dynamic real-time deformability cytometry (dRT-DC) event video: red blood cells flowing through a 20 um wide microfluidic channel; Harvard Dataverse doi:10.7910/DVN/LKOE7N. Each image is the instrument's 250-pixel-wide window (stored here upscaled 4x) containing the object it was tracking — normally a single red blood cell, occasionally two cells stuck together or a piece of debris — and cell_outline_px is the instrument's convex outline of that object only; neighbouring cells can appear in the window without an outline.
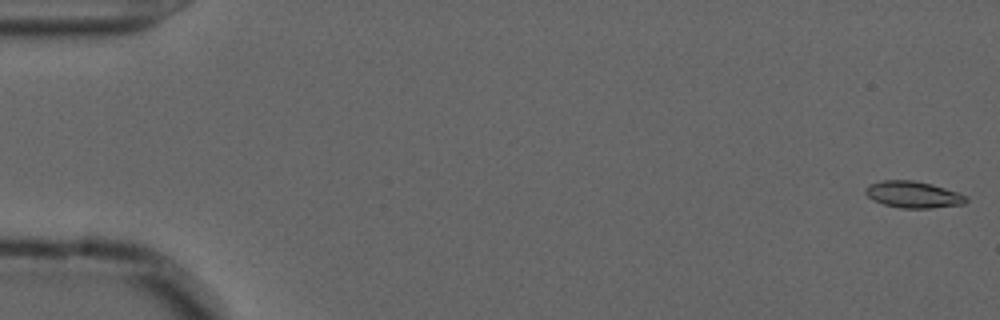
{"species": "common noctule bat (a hibernating species)", "species_latin": "Nyctalus noctula", "temperature_condition": "cold", "stored_images_in_passage": 56, "camera_frame_rate_fps": 3000, "um_per_image_px": 0.085, "animal": {"sex": "male", "forearm_length_mm": 52.5}, "frame": {"image": 1, "passage_image": 1, "time_ms": 0.0, "image_size_px": [1000, 320], "cell_outline_px": [[968, 200], [964, 204], [932, 208], [900, 208], [884, 204], [868, 196], [864, 192], [864, 188], [868, 184], [884, 180], [912, 180], [932, 184], [968, 196]], "centroid_in_image_um": [77.62, 16.53], "position_along_channel_um": 7.4, "area_um2": 15.55}}
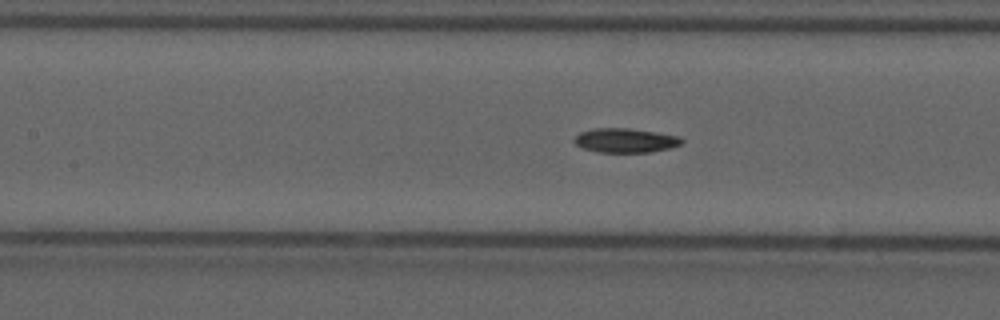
{"frame": {"image": 2, "passage_image": 25, "time_ms": 8.0, "image_size_px": [1000, 320], "cell_outline_px": [[684, 140], [680, 144], [668, 148], [652, 152], [600, 152], [584, 148], [576, 144], [572, 140], [580, 132], [596, 128], [628, 128], [656, 132], [680, 136]], "centroid_in_image_um": [53.16, 11.93], "position_along_channel_um": 154.2, "area_um2": 15.09}}
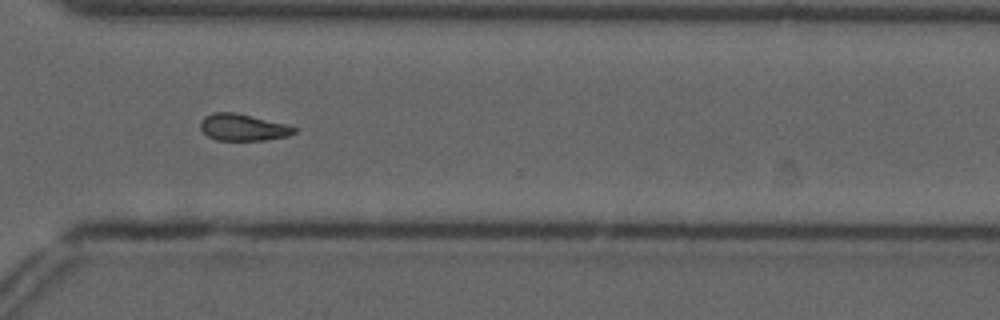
{"frame": {"image": 3, "passage_image": 41, "time_ms": 13.333, "image_size_px": [1000, 320], "cell_outline_px": [[296, 132], [288, 136], [264, 140], [216, 140], [208, 136], [200, 128], [200, 120], [204, 116], [212, 112], [236, 112], [288, 124], [296, 128]], "centroid_in_image_um": [20.65, 10.81], "position_along_channel_um": 350.0, "area_um2": 14.8}, "authors_computed_cell_mechanics": {"area_um2": 15.028, "velocity_mm_per_s": 3.6831, "shape_relaxation_time_tau1_ms": 10.3799, "shape_relaxation_time_tau2_ms": null, "deformation_change_tau1": 0.2185, "deformation_change_tau2": null}}